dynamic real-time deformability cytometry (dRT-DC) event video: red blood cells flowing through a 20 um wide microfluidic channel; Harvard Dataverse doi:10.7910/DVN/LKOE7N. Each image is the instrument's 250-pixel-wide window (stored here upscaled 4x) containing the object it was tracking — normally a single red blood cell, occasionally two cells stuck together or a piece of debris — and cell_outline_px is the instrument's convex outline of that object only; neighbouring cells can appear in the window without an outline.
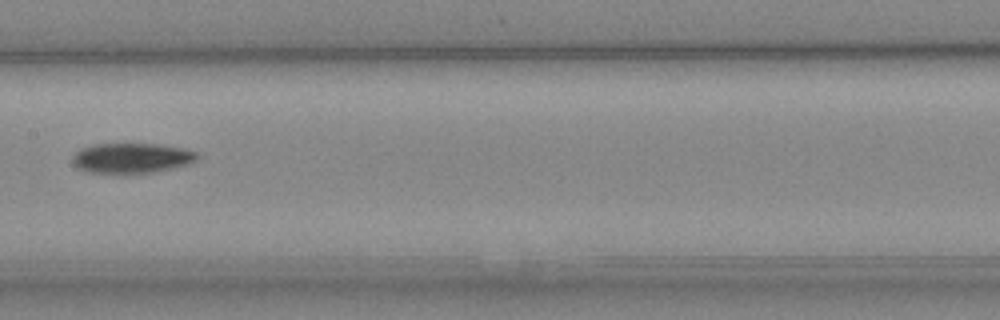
{"species": "Egyptian fruit bat (a non-hibernating species)", "species_latin": "Rousettus aegyptiacus", "temperature_condition": "cold", "stored_images_in_passage": 7, "camera_frame_rate_fps": 3000, "um_per_image_px": 0.085, "animal": {"sex": "female"}, "frame": {"image": 1, "passage_image": 7, "time_ms": 8.0, "image_size_px": [1000, 320], "cell_outline_px": [[200, 156], [196, 160], [188, 164], [172, 168], [152, 172], [88, 172], [76, 168], [72, 160], [76, 152], [80, 148], [96, 144], [156, 144], [180, 148], [196, 152]], "centroid_in_image_um": [11.18, 13.42], "position_along_channel_um": 196.2, "area_um2": 21.44}}